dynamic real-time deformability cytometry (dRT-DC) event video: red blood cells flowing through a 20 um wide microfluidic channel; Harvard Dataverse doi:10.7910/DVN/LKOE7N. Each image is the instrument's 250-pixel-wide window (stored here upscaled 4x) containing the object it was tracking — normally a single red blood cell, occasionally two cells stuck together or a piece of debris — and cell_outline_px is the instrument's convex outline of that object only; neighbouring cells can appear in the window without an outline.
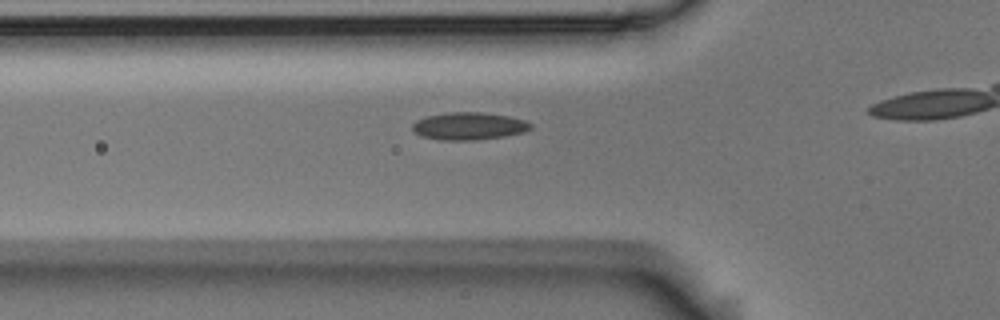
{"species": "Egyptian fruit bat (a non-hibernating species)", "species_latin": "Rousettus aegyptiacus", "temperature_condition": "room temperature", "stored_images_in_passage": 27, "camera_frame_rate_fps": 3000, "um_per_image_px": 0.085, "animal": {"sex": "male"}, "frame": {"image": 1, "passage_image": 2, "time_ms": 0.333, "image_size_px": [1000, 320], "cell_outline_px": [[532, 128], [524, 132], [504, 136], [476, 140], [440, 140], [420, 136], [412, 128], [412, 124], [416, 120], [428, 116], [448, 112], [480, 112], [508, 116], [524, 120], [532, 124]], "centroid_in_image_um": [39.85, 10.72], "position_along_channel_um": 86.0, "area_um2": 18.9}}
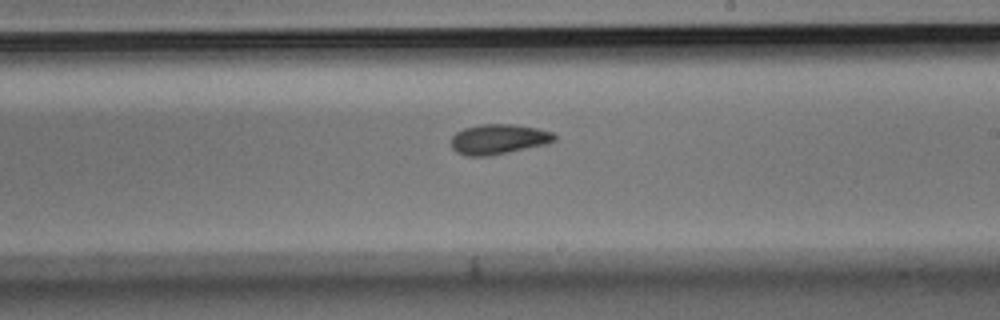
{"frame": {"image": 2, "passage_image": 15, "time_ms": 4.667, "image_size_px": [1000, 320], "cell_outline_px": [[556, 140], [544, 144], [508, 152], [488, 156], [468, 156], [456, 152], [452, 148], [452, 136], [456, 132], [464, 128], [480, 124], [516, 124], [536, 128], [552, 132], [556, 136]], "centroid_in_image_um": [42.35, 11.82], "position_along_channel_um": 246.6, "area_um2": 17.98}}
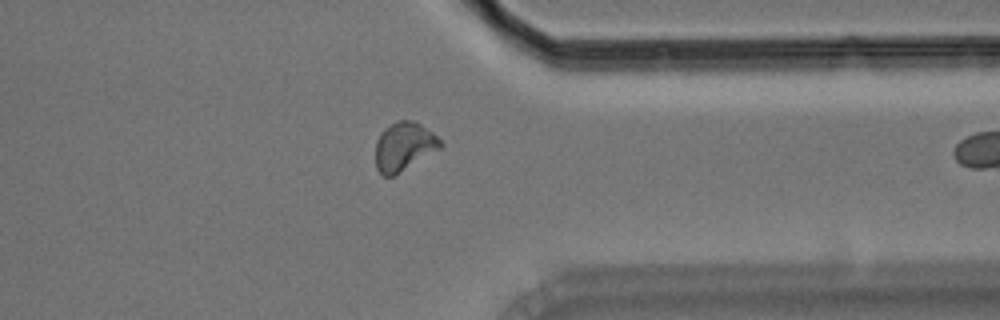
{"frame": {"image": 3, "passage_image": 26, "time_ms": 8.333, "image_size_px": [1000, 320], "cell_outline_px": [[444, 144], [440, 148], [392, 176], [384, 176], [376, 168], [376, 140], [380, 132], [384, 128], [396, 120], [416, 120], [432, 132]], "centroid_in_image_um": [34.32, 12.41], "position_along_channel_um": 377.1, "area_um2": 18.21}}